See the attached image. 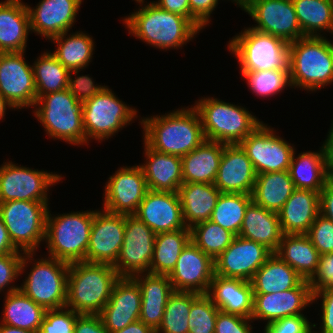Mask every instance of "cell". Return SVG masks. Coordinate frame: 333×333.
<instances>
[{
	"mask_svg": "<svg viewBox=\"0 0 333 333\" xmlns=\"http://www.w3.org/2000/svg\"><path fill=\"white\" fill-rule=\"evenodd\" d=\"M140 123L143 142L160 153L182 158L206 140L200 115L192 106L165 115L143 117Z\"/></svg>",
	"mask_w": 333,
	"mask_h": 333,
	"instance_id": "obj_1",
	"label": "cell"
},
{
	"mask_svg": "<svg viewBox=\"0 0 333 333\" xmlns=\"http://www.w3.org/2000/svg\"><path fill=\"white\" fill-rule=\"evenodd\" d=\"M138 10L123 19L129 34L160 50L178 49L199 33V29L186 17L160 9L153 2L136 1Z\"/></svg>",
	"mask_w": 333,
	"mask_h": 333,
	"instance_id": "obj_2",
	"label": "cell"
},
{
	"mask_svg": "<svg viewBox=\"0 0 333 333\" xmlns=\"http://www.w3.org/2000/svg\"><path fill=\"white\" fill-rule=\"evenodd\" d=\"M120 278L113 265L75 262L69 265L66 307L76 313L98 315Z\"/></svg>",
	"mask_w": 333,
	"mask_h": 333,
	"instance_id": "obj_3",
	"label": "cell"
},
{
	"mask_svg": "<svg viewBox=\"0 0 333 333\" xmlns=\"http://www.w3.org/2000/svg\"><path fill=\"white\" fill-rule=\"evenodd\" d=\"M292 87L317 91L333 82V51L324 36H304L289 43Z\"/></svg>",
	"mask_w": 333,
	"mask_h": 333,
	"instance_id": "obj_4",
	"label": "cell"
},
{
	"mask_svg": "<svg viewBox=\"0 0 333 333\" xmlns=\"http://www.w3.org/2000/svg\"><path fill=\"white\" fill-rule=\"evenodd\" d=\"M193 107L200 115L205 138L209 141L240 144L263 123L246 108L215 97H202Z\"/></svg>",
	"mask_w": 333,
	"mask_h": 333,
	"instance_id": "obj_5",
	"label": "cell"
},
{
	"mask_svg": "<svg viewBox=\"0 0 333 333\" xmlns=\"http://www.w3.org/2000/svg\"><path fill=\"white\" fill-rule=\"evenodd\" d=\"M46 217L45 243L49 257L68 264L86 261L94 210Z\"/></svg>",
	"mask_w": 333,
	"mask_h": 333,
	"instance_id": "obj_6",
	"label": "cell"
},
{
	"mask_svg": "<svg viewBox=\"0 0 333 333\" xmlns=\"http://www.w3.org/2000/svg\"><path fill=\"white\" fill-rule=\"evenodd\" d=\"M33 108L49 137L77 146L85 145L82 103L68 89L42 95Z\"/></svg>",
	"mask_w": 333,
	"mask_h": 333,
	"instance_id": "obj_7",
	"label": "cell"
},
{
	"mask_svg": "<svg viewBox=\"0 0 333 333\" xmlns=\"http://www.w3.org/2000/svg\"><path fill=\"white\" fill-rule=\"evenodd\" d=\"M227 47L241 72L289 69V43L251 27L233 37Z\"/></svg>",
	"mask_w": 333,
	"mask_h": 333,
	"instance_id": "obj_8",
	"label": "cell"
},
{
	"mask_svg": "<svg viewBox=\"0 0 333 333\" xmlns=\"http://www.w3.org/2000/svg\"><path fill=\"white\" fill-rule=\"evenodd\" d=\"M48 202L11 200L0 203V217L13 245L22 252H36L45 241Z\"/></svg>",
	"mask_w": 333,
	"mask_h": 333,
	"instance_id": "obj_9",
	"label": "cell"
},
{
	"mask_svg": "<svg viewBox=\"0 0 333 333\" xmlns=\"http://www.w3.org/2000/svg\"><path fill=\"white\" fill-rule=\"evenodd\" d=\"M137 110L127 106L106 86L91 99L82 103L85 144L90 139L103 141L118 133L136 117ZM89 139V140H88Z\"/></svg>",
	"mask_w": 333,
	"mask_h": 333,
	"instance_id": "obj_10",
	"label": "cell"
},
{
	"mask_svg": "<svg viewBox=\"0 0 333 333\" xmlns=\"http://www.w3.org/2000/svg\"><path fill=\"white\" fill-rule=\"evenodd\" d=\"M37 260L19 290L46 310L65 307L70 264L49 256Z\"/></svg>",
	"mask_w": 333,
	"mask_h": 333,
	"instance_id": "obj_11",
	"label": "cell"
},
{
	"mask_svg": "<svg viewBox=\"0 0 333 333\" xmlns=\"http://www.w3.org/2000/svg\"><path fill=\"white\" fill-rule=\"evenodd\" d=\"M61 178L53 172L5 162L0 165V203L11 200L49 202V187Z\"/></svg>",
	"mask_w": 333,
	"mask_h": 333,
	"instance_id": "obj_12",
	"label": "cell"
},
{
	"mask_svg": "<svg viewBox=\"0 0 333 333\" xmlns=\"http://www.w3.org/2000/svg\"><path fill=\"white\" fill-rule=\"evenodd\" d=\"M274 131L262 123L240 143L256 174L289 171L295 148Z\"/></svg>",
	"mask_w": 333,
	"mask_h": 333,
	"instance_id": "obj_13",
	"label": "cell"
},
{
	"mask_svg": "<svg viewBox=\"0 0 333 333\" xmlns=\"http://www.w3.org/2000/svg\"><path fill=\"white\" fill-rule=\"evenodd\" d=\"M156 235L134 215H125L124 241L113 265L120 277L149 273Z\"/></svg>",
	"mask_w": 333,
	"mask_h": 333,
	"instance_id": "obj_14",
	"label": "cell"
},
{
	"mask_svg": "<svg viewBox=\"0 0 333 333\" xmlns=\"http://www.w3.org/2000/svg\"><path fill=\"white\" fill-rule=\"evenodd\" d=\"M257 23L251 27L288 43L304 37L292 0H248L242 7Z\"/></svg>",
	"mask_w": 333,
	"mask_h": 333,
	"instance_id": "obj_15",
	"label": "cell"
},
{
	"mask_svg": "<svg viewBox=\"0 0 333 333\" xmlns=\"http://www.w3.org/2000/svg\"><path fill=\"white\" fill-rule=\"evenodd\" d=\"M24 53H0V94L15 109L34 107L37 100L33 67Z\"/></svg>",
	"mask_w": 333,
	"mask_h": 333,
	"instance_id": "obj_16",
	"label": "cell"
},
{
	"mask_svg": "<svg viewBox=\"0 0 333 333\" xmlns=\"http://www.w3.org/2000/svg\"><path fill=\"white\" fill-rule=\"evenodd\" d=\"M124 232V214L94 210L86 262L114 265L122 248Z\"/></svg>",
	"mask_w": 333,
	"mask_h": 333,
	"instance_id": "obj_17",
	"label": "cell"
},
{
	"mask_svg": "<svg viewBox=\"0 0 333 333\" xmlns=\"http://www.w3.org/2000/svg\"><path fill=\"white\" fill-rule=\"evenodd\" d=\"M147 191L140 165L120 167L106 183L103 209L111 213L133 215Z\"/></svg>",
	"mask_w": 333,
	"mask_h": 333,
	"instance_id": "obj_18",
	"label": "cell"
},
{
	"mask_svg": "<svg viewBox=\"0 0 333 333\" xmlns=\"http://www.w3.org/2000/svg\"><path fill=\"white\" fill-rule=\"evenodd\" d=\"M271 254L264 245L235 236L214 261L215 275L251 281Z\"/></svg>",
	"mask_w": 333,
	"mask_h": 333,
	"instance_id": "obj_19",
	"label": "cell"
},
{
	"mask_svg": "<svg viewBox=\"0 0 333 333\" xmlns=\"http://www.w3.org/2000/svg\"><path fill=\"white\" fill-rule=\"evenodd\" d=\"M214 275V260L190 240L168 276L174 291L207 294Z\"/></svg>",
	"mask_w": 333,
	"mask_h": 333,
	"instance_id": "obj_20",
	"label": "cell"
},
{
	"mask_svg": "<svg viewBox=\"0 0 333 333\" xmlns=\"http://www.w3.org/2000/svg\"><path fill=\"white\" fill-rule=\"evenodd\" d=\"M155 234L187 228L177 192L148 190L133 214Z\"/></svg>",
	"mask_w": 333,
	"mask_h": 333,
	"instance_id": "obj_21",
	"label": "cell"
},
{
	"mask_svg": "<svg viewBox=\"0 0 333 333\" xmlns=\"http://www.w3.org/2000/svg\"><path fill=\"white\" fill-rule=\"evenodd\" d=\"M313 294L308 280L290 290L253 295L251 319L266 320L267 324L278 319L304 315L302 310L312 304Z\"/></svg>",
	"mask_w": 333,
	"mask_h": 333,
	"instance_id": "obj_22",
	"label": "cell"
},
{
	"mask_svg": "<svg viewBox=\"0 0 333 333\" xmlns=\"http://www.w3.org/2000/svg\"><path fill=\"white\" fill-rule=\"evenodd\" d=\"M141 304L137 281L133 277H120L109 301L98 315L109 333L115 332L139 320Z\"/></svg>",
	"mask_w": 333,
	"mask_h": 333,
	"instance_id": "obj_23",
	"label": "cell"
},
{
	"mask_svg": "<svg viewBox=\"0 0 333 333\" xmlns=\"http://www.w3.org/2000/svg\"><path fill=\"white\" fill-rule=\"evenodd\" d=\"M256 173L240 144H225L214 185L221 193L252 195Z\"/></svg>",
	"mask_w": 333,
	"mask_h": 333,
	"instance_id": "obj_24",
	"label": "cell"
},
{
	"mask_svg": "<svg viewBox=\"0 0 333 333\" xmlns=\"http://www.w3.org/2000/svg\"><path fill=\"white\" fill-rule=\"evenodd\" d=\"M81 3L82 0H41L33 9L27 4L31 31L48 40L69 32Z\"/></svg>",
	"mask_w": 333,
	"mask_h": 333,
	"instance_id": "obj_25",
	"label": "cell"
},
{
	"mask_svg": "<svg viewBox=\"0 0 333 333\" xmlns=\"http://www.w3.org/2000/svg\"><path fill=\"white\" fill-rule=\"evenodd\" d=\"M320 214V193L295 189L278 212L283 234H307Z\"/></svg>",
	"mask_w": 333,
	"mask_h": 333,
	"instance_id": "obj_26",
	"label": "cell"
},
{
	"mask_svg": "<svg viewBox=\"0 0 333 333\" xmlns=\"http://www.w3.org/2000/svg\"><path fill=\"white\" fill-rule=\"evenodd\" d=\"M207 295L220 311L251 318L254 294L250 281L214 275Z\"/></svg>",
	"mask_w": 333,
	"mask_h": 333,
	"instance_id": "obj_27",
	"label": "cell"
},
{
	"mask_svg": "<svg viewBox=\"0 0 333 333\" xmlns=\"http://www.w3.org/2000/svg\"><path fill=\"white\" fill-rule=\"evenodd\" d=\"M133 278L141 291L142 304L139 320L156 331L162 323L168 298L174 292L169 276L141 273Z\"/></svg>",
	"mask_w": 333,
	"mask_h": 333,
	"instance_id": "obj_28",
	"label": "cell"
},
{
	"mask_svg": "<svg viewBox=\"0 0 333 333\" xmlns=\"http://www.w3.org/2000/svg\"><path fill=\"white\" fill-rule=\"evenodd\" d=\"M29 32L26 3L21 0L0 2V53L25 52Z\"/></svg>",
	"mask_w": 333,
	"mask_h": 333,
	"instance_id": "obj_29",
	"label": "cell"
},
{
	"mask_svg": "<svg viewBox=\"0 0 333 333\" xmlns=\"http://www.w3.org/2000/svg\"><path fill=\"white\" fill-rule=\"evenodd\" d=\"M143 170L148 190L177 192L183 184L181 157L164 154L151 149L145 142Z\"/></svg>",
	"mask_w": 333,
	"mask_h": 333,
	"instance_id": "obj_30",
	"label": "cell"
},
{
	"mask_svg": "<svg viewBox=\"0 0 333 333\" xmlns=\"http://www.w3.org/2000/svg\"><path fill=\"white\" fill-rule=\"evenodd\" d=\"M238 236L262 244L275 253L283 236L278 213L252 201L246 209Z\"/></svg>",
	"mask_w": 333,
	"mask_h": 333,
	"instance_id": "obj_31",
	"label": "cell"
},
{
	"mask_svg": "<svg viewBox=\"0 0 333 333\" xmlns=\"http://www.w3.org/2000/svg\"><path fill=\"white\" fill-rule=\"evenodd\" d=\"M177 193L187 228L210 220L221 194L214 184L208 183H183Z\"/></svg>",
	"mask_w": 333,
	"mask_h": 333,
	"instance_id": "obj_32",
	"label": "cell"
},
{
	"mask_svg": "<svg viewBox=\"0 0 333 333\" xmlns=\"http://www.w3.org/2000/svg\"><path fill=\"white\" fill-rule=\"evenodd\" d=\"M225 144L205 140L181 158L183 183L214 184Z\"/></svg>",
	"mask_w": 333,
	"mask_h": 333,
	"instance_id": "obj_33",
	"label": "cell"
},
{
	"mask_svg": "<svg viewBox=\"0 0 333 333\" xmlns=\"http://www.w3.org/2000/svg\"><path fill=\"white\" fill-rule=\"evenodd\" d=\"M304 279L275 253H272L250 281L253 294H270L290 290Z\"/></svg>",
	"mask_w": 333,
	"mask_h": 333,
	"instance_id": "obj_34",
	"label": "cell"
},
{
	"mask_svg": "<svg viewBox=\"0 0 333 333\" xmlns=\"http://www.w3.org/2000/svg\"><path fill=\"white\" fill-rule=\"evenodd\" d=\"M275 254L304 280L309 281L317 271L320 254L306 234H283Z\"/></svg>",
	"mask_w": 333,
	"mask_h": 333,
	"instance_id": "obj_35",
	"label": "cell"
},
{
	"mask_svg": "<svg viewBox=\"0 0 333 333\" xmlns=\"http://www.w3.org/2000/svg\"><path fill=\"white\" fill-rule=\"evenodd\" d=\"M294 190L289 171L261 173L256 175L252 200L263 208L278 213Z\"/></svg>",
	"mask_w": 333,
	"mask_h": 333,
	"instance_id": "obj_36",
	"label": "cell"
},
{
	"mask_svg": "<svg viewBox=\"0 0 333 333\" xmlns=\"http://www.w3.org/2000/svg\"><path fill=\"white\" fill-rule=\"evenodd\" d=\"M4 300L1 324L39 332L46 312L44 307L36 304L21 290L7 293Z\"/></svg>",
	"mask_w": 333,
	"mask_h": 333,
	"instance_id": "obj_37",
	"label": "cell"
},
{
	"mask_svg": "<svg viewBox=\"0 0 333 333\" xmlns=\"http://www.w3.org/2000/svg\"><path fill=\"white\" fill-rule=\"evenodd\" d=\"M295 154L294 152L289 168L295 189L320 193L328 180L322 147L318 152H301L298 157Z\"/></svg>",
	"mask_w": 333,
	"mask_h": 333,
	"instance_id": "obj_38",
	"label": "cell"
},
{
	"mask_svg": "<svg viewBox=\"0 0 333 333\" xmlns=\"http://www.w3.org/2000/svg\"><path fill=\"white\" fill-rule=\"evenodd\" d=\"M50 40L58 45L52 54L69 71L85 69L90 64L94 41L89 34L77 31L68 35V32H64Z\"/></svg>",
	"mask_w": 333,
	"mask_h": 333,
	"instance_id": "obj_39",
	"label": "cell"
},
{
	"mask_svg": "<svg viewBox=\"0 0 333 333\" xmlns=\"http://www.w3.org/2000/svg\"><path fill=\"white\" fill-rule=\"evenodd\" d=\"M190 240V229L158 233L155 238L149 273L169 275L175 268L179 255Z\"/></svg>",
	"mask_w": 333,
	"mask_h": 333,
	"instance_id": "obj_40",
	"label": "cell"
},
{
	"mask_svg": "<svg viewBox=\"0 0 333 333\" xmlns=\"http://www.w3.org/2000/svg\"><path fill=\"white\" fill-rule=\"evenodd\" d=\"M304 36L333 34V0H292ZM320 32V33H319Z\"/></svg>",
	"mask_w": 333,
	"mask_h": 333,
	"instance_id": "obj_41",
	"label": "cell"
},
{
	"mask_svg": "<svg viewBox=\"0 0 333 333\" xmlns=\"http://www.w3.org/2000/svg\"><path fill=\"white\" fill-rule=\"evenodd\" d=\"M37 99L50 92L68 88L69 70L50 52H44L33 65Z\"/></svg>",
	"mask_w": 333,
	"mask_h": 333,
	"instance_id": "obj_42",
	"label": "cell"
},
{
	"mask_svg": "<svg viewBox=\"0 0 333 333\" xmlns=\"http://www.w3.org/2000/svg\"><path fill=\"white\" fill-rule=\"evenodd\" d=\"M252 201V195L221 193L210 220L238 236L246 209Z\"/></svg>",
	"mask_w": 333,
	"mask_h": 333,
	"instance_id": "obj_43",
	"label": "cell"
},
{
	"mask_svg": "<svg viewBox=\"0 0 333 333\" xmlns=\"http://www.w3.org/2000/svg\"><path fill=\"white\" fill-rule=\"evenodd\" d=\"M201 294L174 291L168 298L163 320L156 333H188L191 304Z\"/></svg>",
	"mask_w": 333,
	"mask_h": 333,
	"instance_id": "obj_44",
	"label": "cell"
},
{
	"mask_svg": "<svg viewBox=\"0 0 333 333\" xmlns=\"http://www.w3.org/2000/svg\"><path fill=\"white\" fill-rule=\"evenodd\" d=\"M190 230L191 241L214 261L235 238L233 233L211 220L200 222Z\"/></svg>",
	"mask_w": 333,
	"mask_h": 333,
	"instance_id": "obj_45",
	"label": "cell"
},
{
	"mask_svg": "<svg viewBox=\"0 0 333 333\" xmlns=\"http://www.w3.org/2000/svg\"><path fill=\"white\" fill-rule=\"evenodd\" d=\"M241 75L247 80L249 89L263 98L275 96L287 86L292 87L289 69L241 72Z\"/></svg>",
	"mask_w": 333,
	"mask_h": 333,
	"instance_id": "obj_46",
	"label": "cell"
},
{
	"mask_svg": "<svg viewBox=\"0 0 333 333\" xmlns=\"http://www.w3.org/2000/svg\"><path fill=\"white\" fill-rule=\"evenodd\" d=\"M219 311L207 294H201L191 304L188 333H214Z\"/></svg>",
	"mask_w": 333,
	"mask_h": 333,
	"instance_id": "obj_47",
	"label": "cell"
},
{
	"mask_svg": "<svg viewBox=\"0 0 333 333\" xmlns=\"http://www.w3.org/2000/svg\"><path fill=\"white\" fill-rule=\"evenodd\" d=\"M34 256L35 252H14L0 255V293L6 289L5 287L9 288L6 294L20 289L15 285L10 286V283L24 273L29 262L33 263L31 260H34Z\"/></svg>",
	"mask_w": 333,
	"mask_h": 333,
	"instance_id": "obj_48",
	"label": "cell"
},
{
	"mask_svg": "<svg viewBox=\"0 0 333 333\" xmlns=\"http://www.w3.org/2000/svg\"><path fill=\"white\" fill-rule=\"evenodd\" d=\"M80 315L66 306L46 310L38 333H74V326Z\"/></svg>",
	"mask_w": 333,
	"mask_h": 333,
	"instance_id": "obj_49",
	"label": "cell"
},
{
	"mask_svg": "<svg viewBox=\"0 0 333 333\" xmlns=\"http://www.w3.org/2000/svg\"><path fill=\"white\" fill-rule=\"evenodd\" d=\"M320 255L333 252V221L319 214L306 234Z\"/></svg>",
	"mask_w": 333,
	"mask_h": 333,
	"instance_id": "obj_50",
	"label": "cell"
},
{
	"mask_svg": "<svg viewBox=\"0 0 333 333\" xmlns=\"http://www.w3.org/2000/svg\"><path fill=\"white\" fill-rule=\"evenodd\" d=\"M83 69L71 70L69 72L68 90L81 103L91 99L102 91L106 86L95 85L93 79L88 75H79ZM75 74L76 78L72 77ZM79 75V76H78Z\"/></svg>",
	"mask_w": 333,
	"mask_h": 333,
	"instance_id": "obj_51",
	"label": "cell"
},
{
	"mask_svg": "<svg viewBox=\"0 0 333 333\" xmlns=\"http://www.w3.org/2000/svg\"><path fill=\"white\" fill-rule=\"evenodd\" d=\"M317 324H311L304 315L278 319L266 324L264 333H312Z\"/></svg>",
	"mask_w": 333,
	"mask_h": 333,
	"instance_id": "obj_52",
	"label": "cell"
},
{
	"mask_svg": "<svg viewBox=\"0 0 333 333\" xmlns=\"http://www.w3.org/2000/svg\"><path fill=\"white\" fill-rule=\"evenodd\" d=\"M312 294L327 288H333V252L319 256L318 268L309 280Z\"/></svg>",
	"mask_w": 333,
	"mask_h": 333,
	"instance_id": "obj_53",
	"label": "cell"
},
{
	"mask_svg": "<svg viewBox=\"0 0 333 333\" xmlns=\"http://www.w3.org/2000/svg\"><path fill=\"white\" fill-rule=\"evenodd\" d=\"M249 321L253 323L251 318L219 311L214 333H253V327Z\"/></svg>",
	"mask_w": 333,
	"mask_h": 333,
	"instance_id": "obj_54",
	"label": "cell"
},
{
	"mask_svg": "<svg viewBox=\"0 0 333 333\" xmlns=\"http://www.w3.org/2000/svg\"><path fill=\"white\" fill-rule=\"evenodd\" d=\"M318 298H322L321 302V319L322 323L320 325L321 329L319 332L321 333H333V288H327L324 290H320L318 292L313 293V300H318ZM314 333H319L317 331H313Z\"/></svg>",
	"mask_w": 333,
	"mask_h": 333,
	"instance_id": "obj_55",
	"label": "cell"
},
{
	"mask_svg": "<svg viewBox=\"0 0 333 333\" xmlns=\"http://www.w3.org/2000/svg\"><path fill=\"white\" fill-rule=\"evenodd\" d=\"M160 9L179 14L189 19L200 31L205 27L191 14L189 0H158L152 1Z\"/></svg>",
	"mask_w": 333,
	"mask_h": 333,
	"instance_id": "obj_56",
	"label": "cell"
},
{
	"mask_svg": "<svg viewBox=\"0 0 333 333\" xmlns=\"http://www.w3.org/2000/svg\"><path fill=\"white\" fill-rule=\"evenodd\" d=\"M74 333H109L99 315L81 314L75 323Z\"/></svg>",
	"mask_w": 333,
	"mask_h": 333,
	"instance_id": "obj_57",
	"label": "cell"
},
{
	"mask_svg": "<svg viewBox=\"0 0 333 333\" xmlns=\"http://www.w3.org/2000/svg\"><path fill=\"white\" fill-rule=\"evenodd\" d=\"M219 0H189L191 14L204 26L210 22V16Z\"/></svg>",
	"mask_w": 333,
	"mask_h": 333,
	"instance_id": "obj_58",
	"label": "cell"
},
{
	"mask_svg": "<svg viewBox=\"0 0 333 333\" xmlns=\"http://www.w3.org/2000/svg\"><path fill=\"white\" fill-rule=\"evenodd\" d=\"M320 214L333 221V179L328 178L320 191Z\"/></svg>",
	"mask_w": 333,
	"mask_h": 333,
	"instance_id": "obj_59",
	"label": "cell"
},
{
	"mask_svg": "<svg viewBox=\"0 0 333 333\" xmlns=\"http://www.w3.org/2000/svg\"><path fill=\"white\" fill-rule=\"evenodd\" d=\"M328 133L327 139L322 144V149L327 177L333 179V121Z\"/></svg>",
	"mask_w": 333,
	"mask_h": 333,
	"instance_id": "obj_60",
	"label": "cell"
},
{
	"mask_svg": "<svg viewBox=\"0 0 333 333\" xmlns=\"http://www.w3.org/2000/svg\"><path fill=\"white\" fill-rule=\"evenodd\" d=\"M14 252H22V251H19L11 242L10 237L8 235V230L4 225L2 218L0 217V255L14 253Z\"/></svg>",
	"mask_w": 333,
	"mask_h": 333,
	"instance_id": "obj_61",
	"label": "cell"
},
{
	"mask_svg": "<svg viewBox=\"0 0 333 333\" xmlns=\"http://www.w3.org/2000/svg\"><path fill=\"white\" fill-rule=\"evenodd\" d=\"M111 333H156V331L149 325H146L142 321L138 320L129 324L124 329Z\"/></svg>",
	"mask_w": 333,
	"mask_h": 333,
	"instance_id": "obj_62",
	"label": "cell"
},
{
	"mask_svg": "<svg viewBox=\"0 0 333 333\" xmlns=\"http://www.w3.org/2000/svg\"><path fill=\"white\" fill-rule=\"evenodd\" d=\"M0 333H35V332L0 323Z\"/></svg>",
	"mask_w": 333,
	"mask_h": 333,
	"instance_id": "obj_63",
	"label": "cell"
},
{
	"mask_svg": "<svg viewBox=\"0 0 333 333\" xmlns=\"http://www.w3.org/2000/svg\"><path fill=\"white\" fill-rule=\"evenodd\" d=\"M8 105V106H7ZM7 107L15 109L1 94H0V120H2L6 114Z\"/></svg>",
	"mask_w": 333,
	"mask_h": 333,
	"instance_id": "obj_64",
	"label": "cell"
},
{
	"mask_svg": "<svg viewBox=\"0 0 333 333\" xmlns=\"http://www.w3.org/2000/svg\"><path fill=\"white\" fill-rule=\"evenodd\" d=\"M235 2L240 8L248 1V0H231Z\"/></svg>",
	"mask_w": 333,
	"mask_h": 333,
	"instance_id": "obj_65",
	"label": "cell"
},
{
	"mask_svg": "<svg viewBox=\"0 0 333 333\" xmlns=\"http://www.w3.org/2000/svg\"><path fill=\"white\" fill-rule=\"evenodd\" d=\"M330 42V45H331V47H332V51H333V41H329Z\"/></svg>",
	"mask_w": 333,
	"mask_h": 333,
	"instance_id": "obj_66",
	"label": "cell"
}]
</instances>
